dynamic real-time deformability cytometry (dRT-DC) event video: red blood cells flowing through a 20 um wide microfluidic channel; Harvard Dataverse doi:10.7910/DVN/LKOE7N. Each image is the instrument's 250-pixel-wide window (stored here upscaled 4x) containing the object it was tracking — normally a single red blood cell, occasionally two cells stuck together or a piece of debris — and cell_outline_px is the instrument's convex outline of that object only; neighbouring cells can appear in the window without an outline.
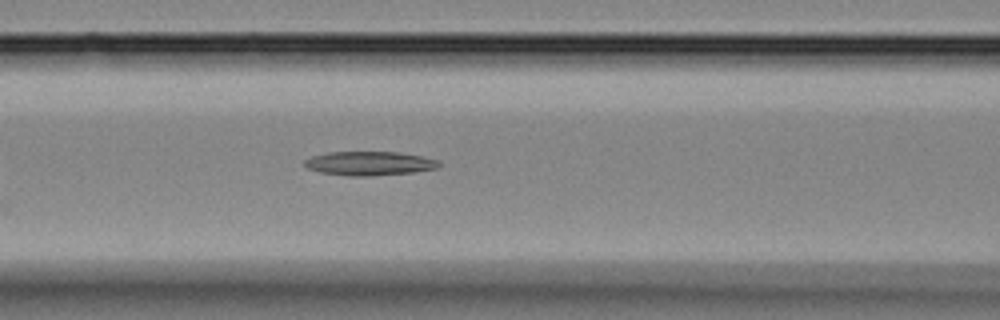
{"species": "Egyptian fruit bat (a non-hibernating species)", "species_latin": "Rousettus aegyptiacus", "temperature_condition": "room temperature", "stored_images_in_passage": 22, "camera_frame_rate_fps": 3000, "um_per_image_px": 0.085, "animal": {"sex": "female"}, "frame": {"image": 1, "passage_image": 6, "time_ms": 1.667, "image_size_px": [1000, 320], "cell_outline_px": [[440, 164], [436, 168], [412, 172], [368, 176], [348, 176], [320, 172], [308, 168], [304, 164], [304, 160], [312, 156], [328, 152], [400, 152], [440, 160]], "centroid_in_image_um": [31.38, 13.88], "position_along_channel_um": 135.2, "area_um2": 18.67}}
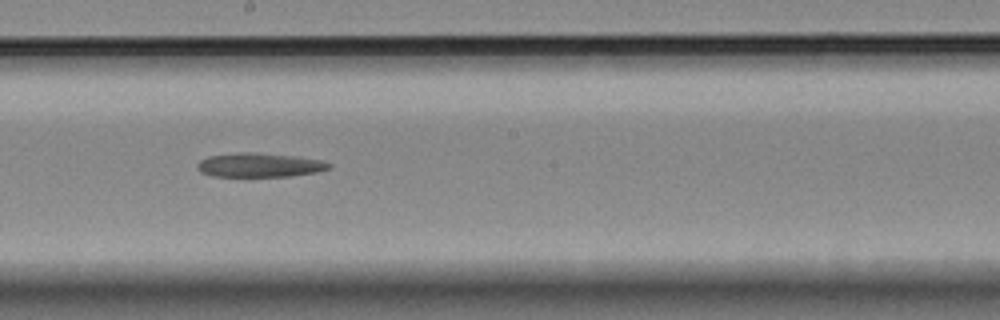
{"frame": {"image": 2, "passage_image": 12, "time_ms": 3.667, "image_size_px": [1000, 320], "cell_outline_px": [[332, 168], [316, 172], [288, 176], [212, 176], [200, 172], [196, 168], [196, 164], [200, 160], [208, 156], [240, 152], [248, 152], [292, 156], [320, 160], [332, 164]], "centroid_in_image_um": [22.01, 14.03], "position_along_channel_um": 226.2, "area_um2": 18.32}}
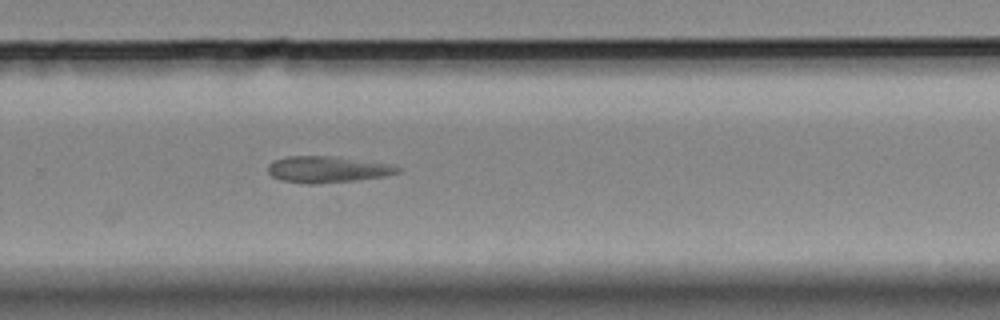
{"frame": {"image": 3, "passage_image": 17, "time_ms": 5.333, "image_size_px": [1000, 320], "cell_outline_px": [[404, 168], [400, 172], [384, 176], [356, 180], [316, 184], [308, 184], [280, 180], [272, 176], [268, 172], [268, 164], [272, 160], [288, 156], [336, 156], [396, 164]], "centroid_in_image_um": [27.89, 14.39], "position_along_channel_um": 301.9, "area_um2": 20.4}}